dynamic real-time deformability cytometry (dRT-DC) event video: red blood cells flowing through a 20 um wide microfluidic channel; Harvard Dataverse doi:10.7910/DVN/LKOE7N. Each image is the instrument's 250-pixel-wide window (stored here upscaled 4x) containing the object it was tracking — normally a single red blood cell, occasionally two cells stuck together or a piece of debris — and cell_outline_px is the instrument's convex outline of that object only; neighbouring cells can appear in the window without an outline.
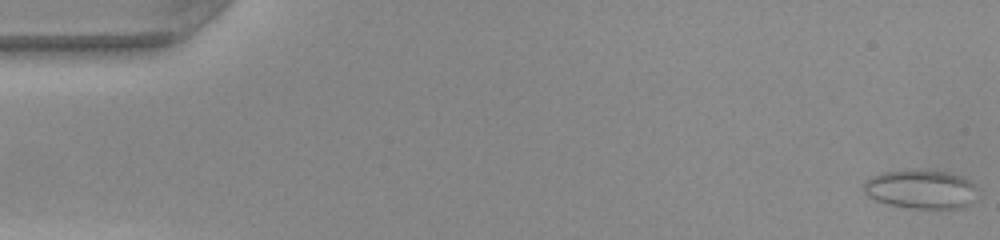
{"species": "common noctule bat (a hibernating species)", "species_latin": "Nyctalus noctula", "temperature_condition": "warm", "stored_images_in_passage": 50, "camera_frame_rate_fps": 3000, "um_per_image_px": 0.085, "animal": {"sex": "female", "body_mass_g": 22.0, "forearm_length_mm": 56.7}, "frame": {"image": 1, "passage_image": 1, "time_ms": 0.0, "image_size_px": [1000, 240], "cell_outline_px": [[976, 188], [968, 204], [964, 208], [912, 208], [888, 204], [876, 200], [868, 196], [864, 192], [864, 184], [872, 176], [884, 172], [944, 172], [964, 176]], "centroid_in_image_um": [78.25, 16.12], "position_along_channel_um": 6.7, "area_um2": 24.74}}
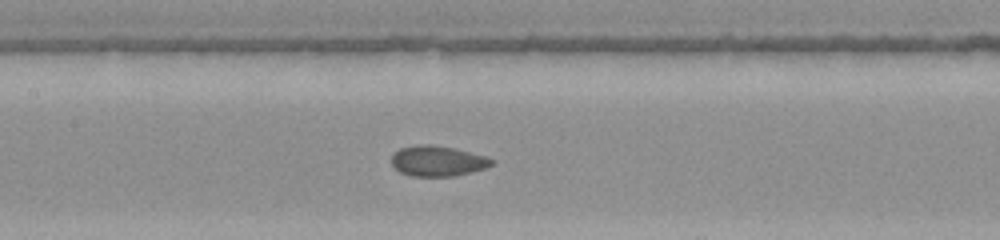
{"frame": {"image": 2, "passage_image": 24, "time_ms": 7.667, "image_size_px": [1000, 240], "cell_outline_px": [[492, 164], [484, 168], [472, 172], [456, 176], [412, 176], [400, 172], [392, 164], [392, 152], [400, 148], [416, 144], [428, 144], [456, 148], [484, 156], [492, 160]], "centroid_in_image_um": [37.15, 13.67], "position_along_channel_um": 170.2, "area_um2": 17.74}}
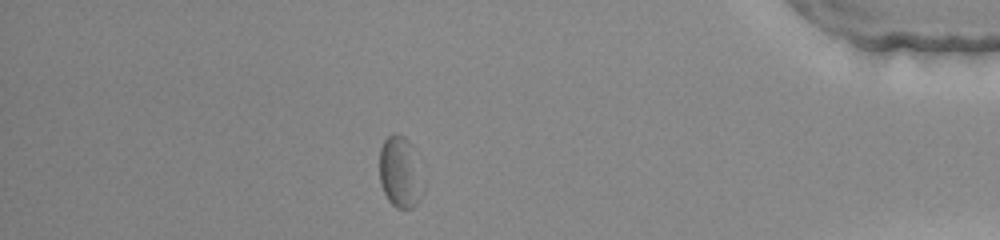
{"frame": {"image": 3, "passage_image": 44, "time_ms": 14.333, "image_size_px": [1000, 240], "cell_outline_px": [[424, 192], [420, 200], [412, 208], [396, 208], [388, 200], [380, 184], [380, 148], [384, 140], [392, 132], [396, 132], [404, 136], [412, 144], [424, 188]], "centroid_in_image_um": [34.01, 14.63], "position_along_channel_um": 401.2, "area_um2": 18.32}, "authors_computed_cell_mechanics": {"area_um2": 18.2359, "velocity_mm_per_s": 4.0844, "shape_relaxation_time_tau1_ms": null, "shape_relaxation_time_tau2_ms": 1.6015, "deformation_change_tau1": null, "deformation_change_tau2": 0.0606}}